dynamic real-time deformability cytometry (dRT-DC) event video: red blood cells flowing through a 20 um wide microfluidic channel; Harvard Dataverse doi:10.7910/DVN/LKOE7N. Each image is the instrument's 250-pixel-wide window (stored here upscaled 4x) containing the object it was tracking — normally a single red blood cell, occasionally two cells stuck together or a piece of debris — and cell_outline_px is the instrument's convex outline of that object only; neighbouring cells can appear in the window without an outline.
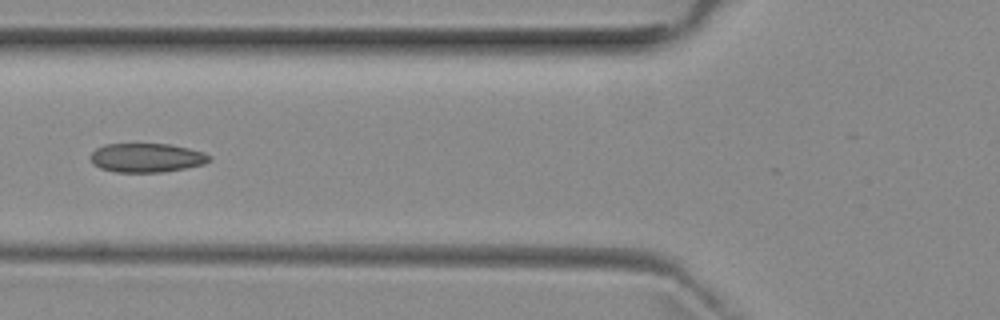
{"species": "common noctule bat (a hibernating species)", "species_latin": "Nyctalus noctula", "temperature_condition": "room temperature", "stored_images_in_passage": 7, "camera_frame_rate_fps": 3000, "um_per_image_px": 0.085, "animal": {"sex": "female", "body_mass_g": 29.2, "forearm_length_mm": 56.3}, "frame": {"image": 1, "passage_image": 5, "time_ms": 6.0, "image_size_px": [1000, 320], "cell_outline_px": [[212, 160], [204, 164], [164, 172], [116, 172], [100, 168], [92, 164], [88, 156], [96, 148], [104, 144], [172, 144], [204, 152], [212, 156]], "centroid_in_image_um": [12.45, 13.4], "position_along_channel_um": 113.3, "area_um2": 20.35}}
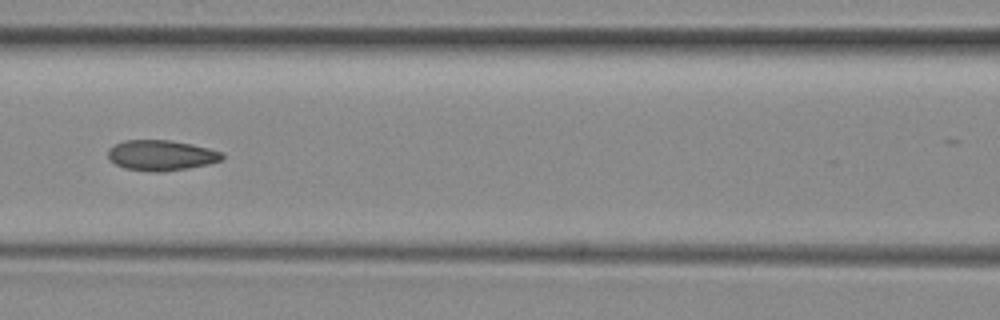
{"frame": {"image": 2, "passage_image": 6, "time_ms": 7.0, "image_size_px": [1000, 320], "cell_outline_px": [[224, 156], [220, 160], [208, 164], [188, 168], [164, 172], [152, 172], [124, 168], [116, 164], [108, 156], [108, 148], [124, 140], [168, 140], [192, 144], [224, 152]], "centroid_in_image_um": [13.71, 13.2], "position_along_channel_um": 152.9, "area_um2": 20.23}}
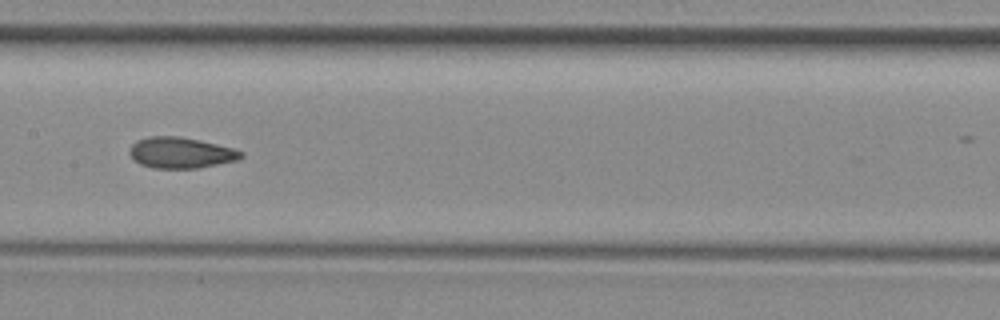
{"frame": {"image": 3, "passage_image": 7, "time_ms": 8.0, "image_size_px": [1000, 320], "cell_outline_px": [[244, 156], [240, 160], [196, 168], [152, 168], [140, 164], [132, 160], [128, 152], [132, 144], [136, 140], [148, 136], [180, 136], [200, 140], [236, 148], [244, 152]], "centroid_in_image_um": [15.38, 12.98], "position_along_channel_um": 192.0, "area_um2": 20.52}}